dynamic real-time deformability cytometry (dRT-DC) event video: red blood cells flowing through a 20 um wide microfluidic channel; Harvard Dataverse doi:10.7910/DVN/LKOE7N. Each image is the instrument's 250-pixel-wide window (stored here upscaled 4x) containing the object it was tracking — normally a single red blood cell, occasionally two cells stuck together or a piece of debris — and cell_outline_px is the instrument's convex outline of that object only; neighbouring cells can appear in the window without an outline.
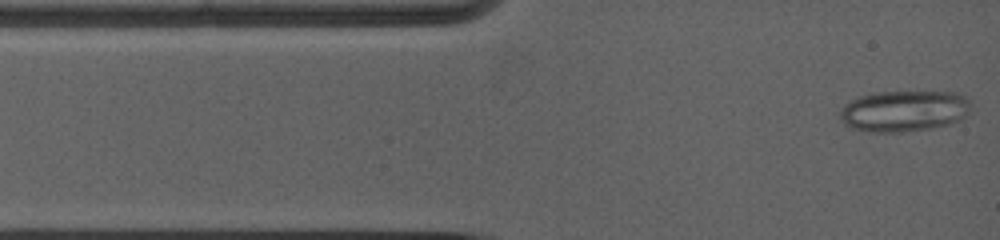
{"species": "common noctule bat (a hibernating species)", "species_latin": "Nyctalus noctula", "temperature_condition": "warm", "stored_images_in_passage": 6, "camera_frame_rate_fps": 5000, "um_per_image_px": 0.085, "animal": {"sex": "female", "body_mass_g": 19.0, "forearm_length_mm": 53.3}, "frame": {"image": 1, "passage_image": 1, "time_ms": 0.0, "image_size_px": [1000, 240], "cell_outline_px": [[968, 112], [960, 120], [948, 124], [932, 128], [900, 132], [872, 132], [852, 128], [844, 124], [840, 116], [840, 108], [844, 104], [860, 96], [876, 92], [956, 92], [968, 96]], "centroid_in_image_um": [76.82, 9.43], "position_along_channel_um": 8.2, "area_um2": 31.33}}
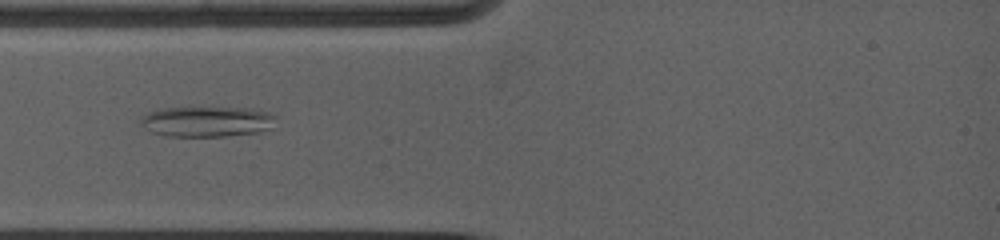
{"frame": {"image": 2, "passage_image": 5, "time_ms": 2.6, "image_size_px": [1000, 240], "cell_outline_px": [[276, 116], [268, 128], [256, 132], [224, 136], [168, 136], [152, 132], [140, 124], [140, 120], [148, 112], [160, 108], [252, 108], [268, 112]], "centroid_in_image_um": [17.54, 10.32], "position_along_channel_um": 67.5, "area_um2": 23.58}}